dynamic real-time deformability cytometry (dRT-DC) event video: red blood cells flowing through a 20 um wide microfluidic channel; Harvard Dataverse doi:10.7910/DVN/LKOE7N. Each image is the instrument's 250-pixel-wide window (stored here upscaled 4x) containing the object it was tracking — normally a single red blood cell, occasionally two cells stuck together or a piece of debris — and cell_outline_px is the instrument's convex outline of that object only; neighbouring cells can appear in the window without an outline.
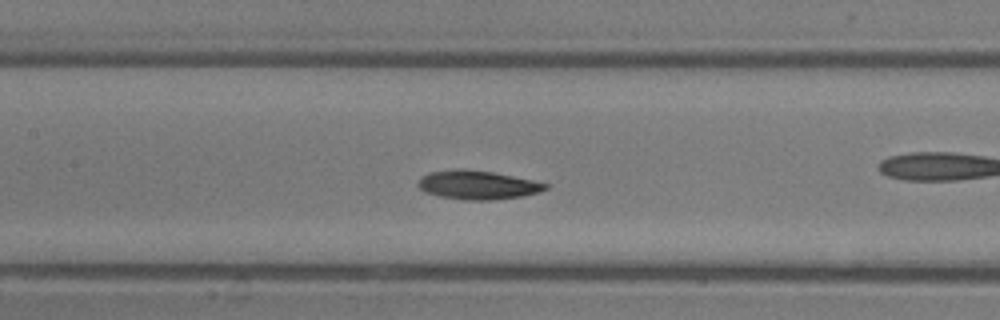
{"species": "common noctule bat (a hibernating species)", "species_latin": "Nyctalus noctula", "temperature_condition": "room temperature", "stored_images_in_passage": 38, "camera_frame_rate_fps": 3000, "um_per_image_px": 0.085, "animal": {"sex": "male", "body_mass_g": 13.3}, "frame": {"image": 1, "passage_image": 17, "time_ms": 5.333, "image_size_px": [1000, 320], "cell_outline_px": [[548, 188], [524, 196], [492, 200], [464, 200], [440, 196], [424, 192], [416, 184], [420, 176], [428, 172], [456, 168], [464, 168], [492, 172], [532, 180], [548, 184]], "centroid_in_image_um": [40.52, 15.71], "position_along_channel_um": 166.9, "area_um2": 21.5}}
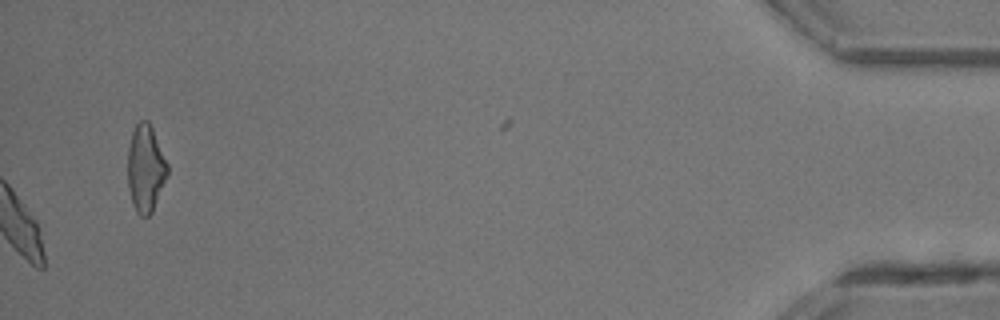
{"frame": {"image": 2, "passage_image": 38, "time_ms": 12.333, "image_size_px": [1000, 320], "cell_outline_px": [[168, 176], [152, 212], [148, 216], [140, 216], [136, 212], [132, 204], [128, 188], [128, 148], [132, 132], [136, 124], [140, 120], [148, 120], [152, 128], [168, 164]], "centroid_in_image_um": [12.37, 14.34], "position_along_channel_um": 422.8, "area_um2": 20.29}}